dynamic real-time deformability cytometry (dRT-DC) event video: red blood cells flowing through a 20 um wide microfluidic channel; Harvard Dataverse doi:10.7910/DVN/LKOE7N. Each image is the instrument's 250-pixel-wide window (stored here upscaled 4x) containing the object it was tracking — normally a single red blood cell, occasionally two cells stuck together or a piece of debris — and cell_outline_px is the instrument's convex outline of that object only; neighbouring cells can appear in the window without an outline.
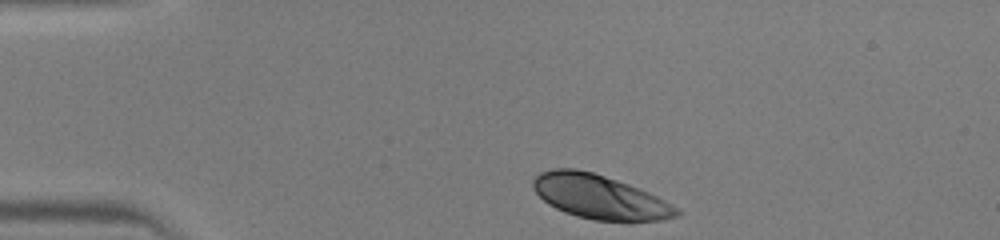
{"species": "human", "species_latin": "Homo sapiens", "temperature_condition": "warm", "stored_images_in_passage": 38, "camera_frame_rate_fps": 3000, "um_per_image_px": 0.085, "donor": {"sex": "male"}, "frame": {"image": 1, "passage_image": 1, "time_ms": 0.0, "image_size_px": [1000, 240], "cell_outline_px": [[680, 216], [664, 220], [628, 224], [592, 220], [576, 216], [564, 212], [548, 204], [532, 188], [532, 180], [540, 172], [552, 168], [576, 168], [592, 172], [640, 188], [680, 208]], "centroid_in_image_um": [51.03, 16.78], "position_along_channel_um": 34.0, "area_um2": 37.8}}
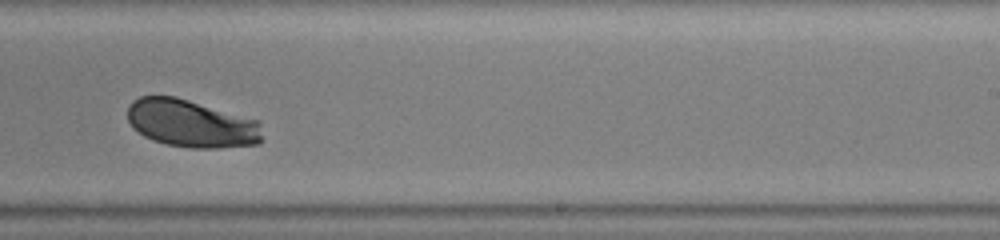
{"frame": {"image": 2, "passage_image": 21, "time_ms": 6.667, "image_size_px": [1000, 240], "cell_outline_px": [[264, 140], [260, 144], [220, 148], [192, 148], [168, 144], [152, 140], [144, 136], [132, 128], [128, 120], [128, 104], [132, 100], [140, 96], [176, 96], [260, 120]], "centroid_in_image_um": [16.3, 10.5], "position_along_channel_um": 272.7, "area_um2": 38.09}}
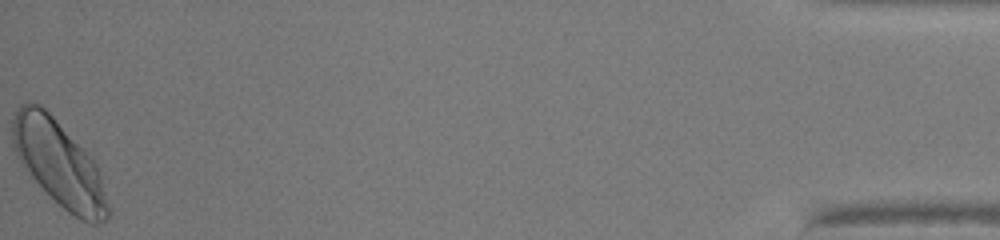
{"frame": {"image": 3, "passage_image": 38, "time_ms": 12.333, "image_size_px": [1000, 240], "cell_outline_px": [[112, 212], [104, 220], [96, 224], [88, 224], [80, 220], [68, 212], [32, 176], [16, 156], [12, 144], [12, 112], [20, 104], [40, 104], [92, 156], [100, 172]], "centroid_in_image_um": [5.05, 13.9], "position_along_channel_um": 430.2, "area_um2": 47.57}}